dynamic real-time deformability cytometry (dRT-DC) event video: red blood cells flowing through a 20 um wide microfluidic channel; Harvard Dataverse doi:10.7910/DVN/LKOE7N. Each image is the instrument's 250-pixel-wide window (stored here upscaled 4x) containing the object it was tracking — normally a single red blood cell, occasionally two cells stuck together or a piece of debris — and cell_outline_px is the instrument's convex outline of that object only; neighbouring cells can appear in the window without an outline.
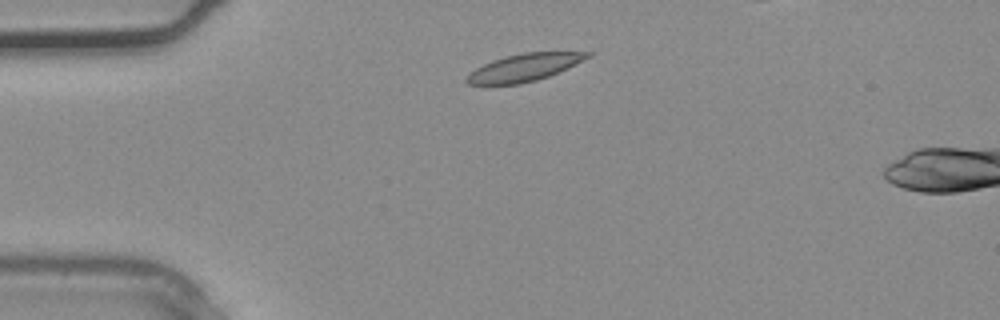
{"species": "common noctule bat (a hibernating species)", "species_latin": "Nyctalus noctula", "temperature_condition": "warm", "stored_images_in_passage": 2, "camera_frame_rate_fps": 3000, "um_per_image_px": 0.085, "animal": {"sex": "male", "body_mass_g": 20.4}, "frame": {"image": 1, "passage_image": 1, "time_ms": 0.0, "image_size_px": [1000, 320], "cell_outline_px": [[592, 56], [548, 76], [536, 80], [520, 84], [468, 84], [464, 80], [476, 68], [492, 60], [504, 56], [524, 52], [592, 52]], "centroid_in_image_um": [44.55, 5.73], "position_along_channel_um": 40.4, "area_um2": 18.96}}